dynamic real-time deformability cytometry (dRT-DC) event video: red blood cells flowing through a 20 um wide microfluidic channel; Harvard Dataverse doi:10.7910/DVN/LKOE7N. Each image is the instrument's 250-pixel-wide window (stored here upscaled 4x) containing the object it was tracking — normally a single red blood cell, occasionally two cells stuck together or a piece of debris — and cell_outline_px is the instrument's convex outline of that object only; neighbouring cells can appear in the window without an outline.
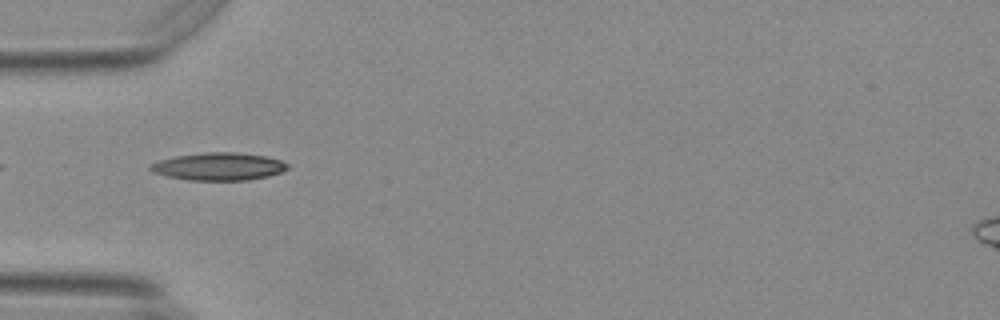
{"species": "Egyptian fruit bat (a non-hibernating species)", "species_latin": "Rousettus aegyptiacus", "temperature_condition": "warm", "stored_images_in_passage": 17, "camera_frame_rate_fps": 3000, "um_per_image_px": 0.085, "animal": {"sex": "female"}, "frame": {"image": 1, "passage_image": 1, "time_ms": 0.0, "image_size_px": [1000, 320], "cell_outline_px": [[288, 168], [280, 172], [268, 176], [248, 180], [192, 180], [168, 176], [152, 172], [148, 168], [148, 164], [160, 160], [176, 156], [204, 152], [236, 152], [264, 156], [280, 160], [288, 164]], "centroid_in_image_um": [18.56, 14.15], "position_along_channel_um": 66.4, "area_um2": 21.96}}
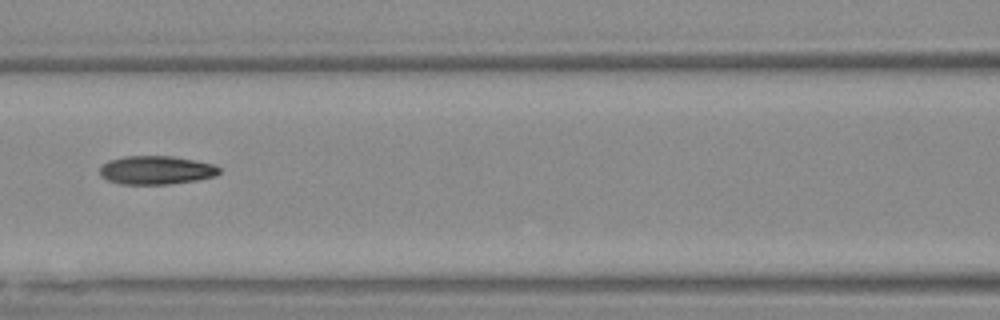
{"frame": {"image": 2, "passage_image": 8, "time_ms": 2.333, "image_size_px": [1000, 320], "cell_outline_px": [[220, 172], [216, 176], [196, 180], [168, 184], [120, 184], [108, 180], [100, 176], [100, 168], [108, 160], [124, 156], [172, 156], [196, 160], [216, 164], [220, 168]], "centroid_in_image_um": [13.3, 14.45], "position_along_channel_um": 153.3, "area_um2": 20.0}}